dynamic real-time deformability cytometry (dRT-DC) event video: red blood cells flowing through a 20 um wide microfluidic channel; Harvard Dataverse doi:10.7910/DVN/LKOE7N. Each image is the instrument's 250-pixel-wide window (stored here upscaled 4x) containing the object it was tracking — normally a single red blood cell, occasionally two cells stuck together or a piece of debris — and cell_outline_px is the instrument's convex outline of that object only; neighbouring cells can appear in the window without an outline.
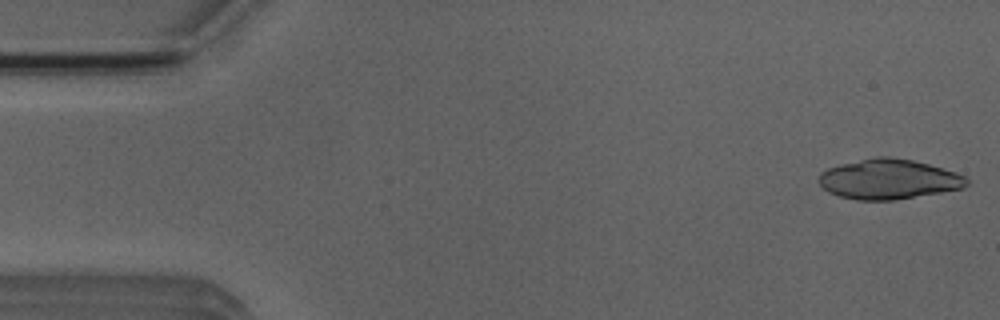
{"species": "Egyptian fruit bat (a non-hibernating species)", "species_latin": "Rousettus aegyptiacus", "temperature_condition": "room temperature", "stored_images_in_passage": 8, "camera_frame_rate_fps": 3000, "um_per_image_px": 0.085, "animal": {"sex": "male"}, "frame": {"image": 1, "passage_image": 1, "time_ms": 0.0, "image_size_px": [1000, 320], "cell_outline_px": [[968, 184], [964, 188], [892, 200], [856, 200], [840, 196], [828, 192], [816, 180], [820, 172], [828, 168], [876, 156], [888, 156], [912, 160], [928, 164], [964, 176], [968, 180]], "centroid_in_image_um": [75.49, 15.24], "position_along_channel_um": 9.5, "area_um2": 34.04}}
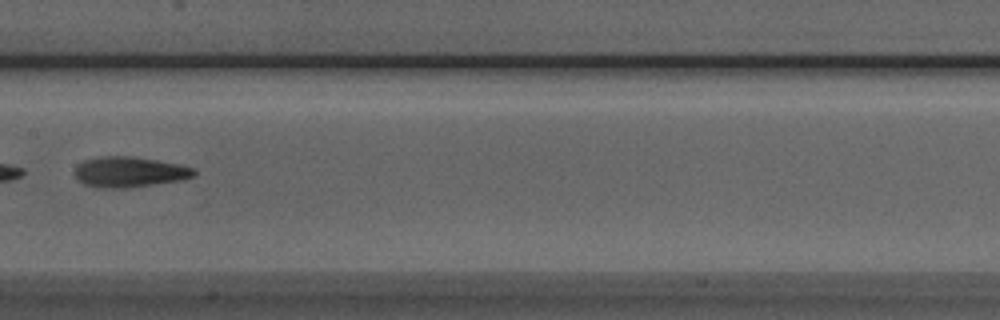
{"frame": {"image": 2, "passage_image": 7, "time_ms": 8.0, "image_size_px": [1000, 320], "cell_outline_px": [[196, 176], [184, 180], [128, 188], [96, 188], [84, 184], [76, 176], [76, 168], [84, 160], [100, 156], [132, 156], [180, 164], [192, 168], [196, 172]], "centroid_in_image_um": [11.04, 14.63], "position_along_channel_um": 196.4, "area_um2": 21.27}}
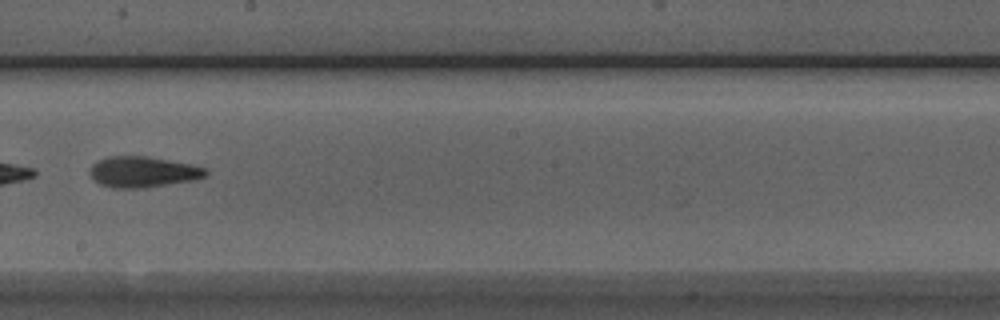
{"frame": {"image": 3, "passage_image": 8, "time_ms": 9.0, "image_size_px": [1000, 320], "cell_outline_px": [[208, 172], [204, 176], [196, 180], [144, 188], [112, 188], [100, 184], [88, 172], [88, 168], [92, 164], [108, 156], [144, 156], [188, 164], [204, 168]], "centroid_in_image_um": [12.1, 14.62], "position_along_channel_um": 236.1, "area_um2": 20.63}}